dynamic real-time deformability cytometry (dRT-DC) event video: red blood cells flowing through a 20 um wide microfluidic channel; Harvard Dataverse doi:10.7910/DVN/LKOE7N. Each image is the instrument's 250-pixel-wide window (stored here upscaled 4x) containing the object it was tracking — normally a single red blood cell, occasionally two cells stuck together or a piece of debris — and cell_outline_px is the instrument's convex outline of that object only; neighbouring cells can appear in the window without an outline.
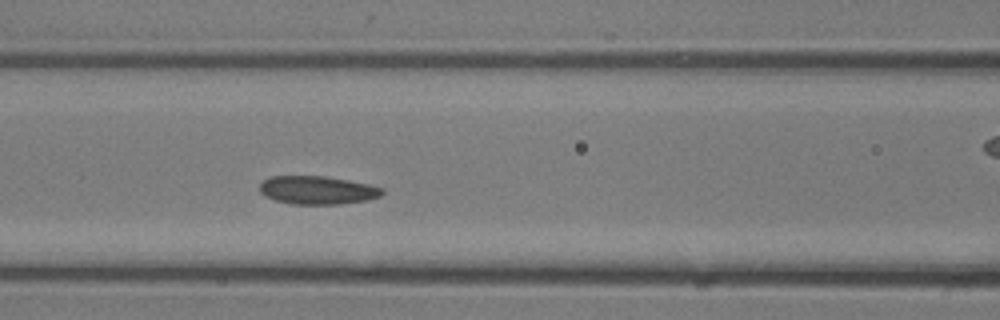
{"species": "common noctule bat (a hibernating species)", "species_latin": "Nyctalus noctula", "temperature_condition": "room temperature", "stored_images_in_passage": 10, "camera_frame_rate_fps": 3000, "um_per_image_px": 0.085, "animal": {"sex": "male", "body_mass_g": 13.3}, "frame": {"image": 1, "passage_image": 9, "time_ms": 2.667, "image_size_px": [1000, 320], "cell_outline_px": [[384, 192], [380, 196], [368, 200], [340, 204], [292, 204], [276, 200], [264, 196], [260, 192], [260, 184], [264, 180], [272, 176], [324, 176], [348, 180], [368, 184], [384, 188]], "centroid_in_image_um": [26.99, 16.16], "position_along_channel_um": 139.6, "area_um2": 20.17}}